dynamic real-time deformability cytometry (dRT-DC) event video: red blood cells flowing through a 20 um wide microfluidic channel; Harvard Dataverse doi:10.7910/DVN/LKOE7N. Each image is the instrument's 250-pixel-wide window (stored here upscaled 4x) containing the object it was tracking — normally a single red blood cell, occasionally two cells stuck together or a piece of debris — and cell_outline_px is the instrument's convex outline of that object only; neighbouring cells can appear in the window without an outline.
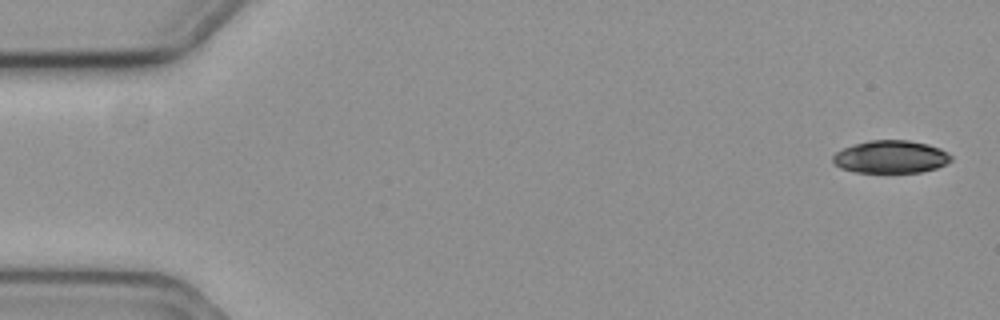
{"species": "common noctule bat (a hibernating species)", "species_latin": "Nyctalus noctula", "temperature_condition": "cold", "stored_images_in_passage": 6, "camera_frame_rate_fps": 3000, "um_per_image_px": 0.085, "animal": {"sex": "female", "body_mass_g": 19.3, "forearm_length_mm": 54.1}, "frame": {"image": 1, "passage_image": 1, "time_ms": 0.0, "image_size_px": [1000, 320], "cell_outline_px": [[952, 160], [936, 168], [920, 172], [856, 172], [840, 168], [832, 160], [832, 156], [836, 152], [844, 148], [868, 140], [908, 140], [928, 144], [940, 148], [948, 152], [952, 156]], "centroid_in_image_um": [75.73, 13.32], "position_along_channel_um": 9.3, "area_um2": 22.43}}